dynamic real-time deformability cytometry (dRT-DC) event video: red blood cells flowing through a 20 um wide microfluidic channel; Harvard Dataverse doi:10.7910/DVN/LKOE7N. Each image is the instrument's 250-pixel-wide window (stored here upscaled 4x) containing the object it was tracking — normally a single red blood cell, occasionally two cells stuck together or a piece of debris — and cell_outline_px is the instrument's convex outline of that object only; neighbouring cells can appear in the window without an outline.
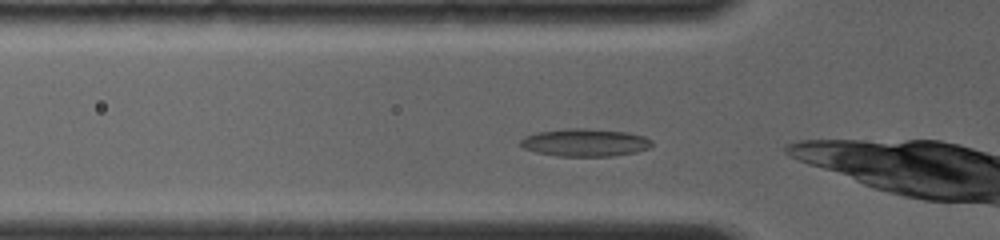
{"species": "common noctule bat (a hibernating species)", "species_latin": "Nyctalus noctula", "temperature_condition": "room temperature", "stored_images_in_passage": 19, "camera_frame_rate_fps": 4000, "um_per_image_px": 0.085, "animal": {"sex": "female", "body_mass_g": 19.0, "forearm_length_mm": 56.7}, "frame": {"image": 1, "passage_image": 4, "time_ms": 0.5, "image_size_px": [1000, 240], "cell_outline_px": [[652, 144], [648, 148], [636, 152], [612, 156], [556, 156], [536, 152], [524, 148], [520, 144], [520, 140], [524, 136], [536, 132], [564, 128], [584, 128], [628, 132], [644, 136], [652, 140]], "centroid_in_image_um": [49.71, 12.11], "position_along_channel_um": 76.1, "area_um2": 21.33}}
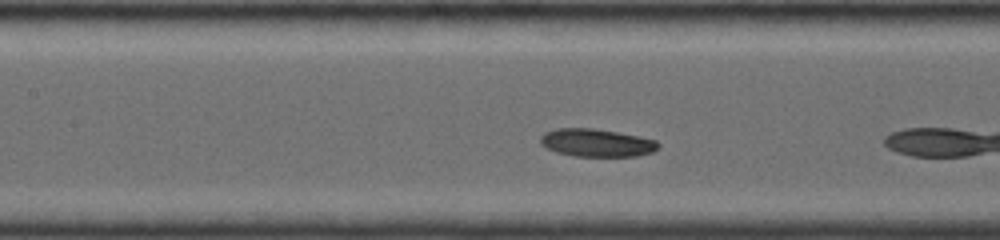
{"frame": {"image": 2, "passage_image": 14, "time_ms": 2.5, "image_size_px": [1000, 240], "cell_outline_px": [[660, 144], [652, 152], [636, 156], [576, 156], [556, 152], [540, 144], [540, 136], [544, 132], [556, 128], [592, 128], [616, 132], [656, 140]], "centroid_in_image_um": [50.66, 12.13], "position_along_channel_um": 156.7, "area_um2": 18.96}}
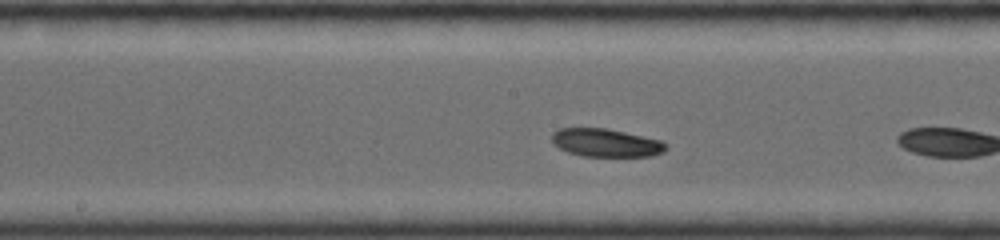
{"frame": {"image": 3, "passage_image": 18, "time_ms": 3.5, "image_size_px": [1000, 240], "cell_outline_px": [[668, 148], [664, 152], [652, 156], [584, 156], [568, 152], [552, 144], [552, 132], [560, 128], [608, 128], [660, 140], [668, 144]], "centroid_in_image_um": [51.52, 12.13], "position_along_channel_um": 196.7, "area_um2": 18.79}}